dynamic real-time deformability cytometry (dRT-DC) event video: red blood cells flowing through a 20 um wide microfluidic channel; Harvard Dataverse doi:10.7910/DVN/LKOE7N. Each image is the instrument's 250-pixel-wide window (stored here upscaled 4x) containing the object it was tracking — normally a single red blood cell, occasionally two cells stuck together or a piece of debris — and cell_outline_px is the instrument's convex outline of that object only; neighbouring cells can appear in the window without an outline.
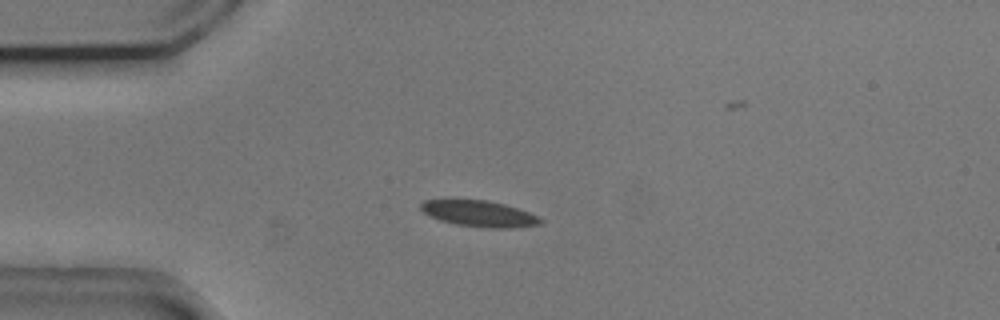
{"species": "common noctule bat (a hibernating species)", "species_latin": "Nyctalus noctula", "temperature_condition": "cold", "stored_images_in_passage": 43, "camera_frame_rate_fps": 3000, "um_per_image_px": 0.085, "animal": {"sex": "male", "body_mass_g": 20.5, "forearm_length_mm": 52.5}, "frame": {"image": 1, "passage_image": 1, "time_ms": 0.0, "image_size_px": [1000, 320], "cell_outline_px": [[544, 220], [540, 224], [512, 228], [488, 228], [456, 224], [440, 220], [424, 212], [420, 208], [420, 204], [424, 200], [444, 196], [448, 196], [488, 200], [504, 204], [528, 212]], "centroid_in_image_um": [40.62, 18.1], "position_along_channel_um": 44.4, "area_um2": 18.9}}
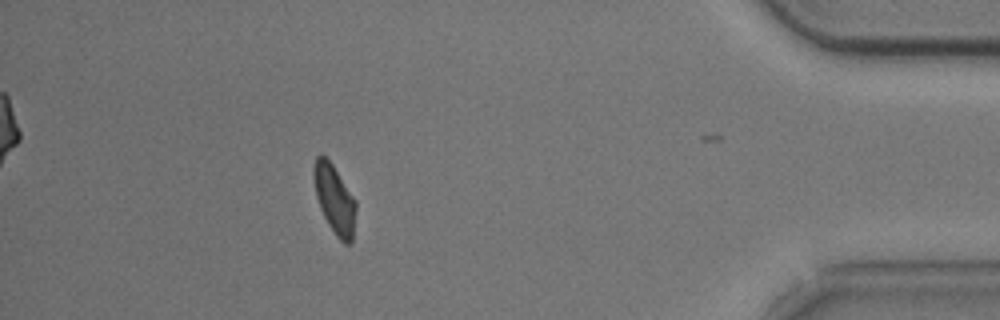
{"frame": {"image": 2, "passage_image": 36, "time_ms": 11.667, "image_size_px": [1000, 320], "cell_outline_px": [[356, 208], [352, 244], [344, 244], [336, 236], [328, 224], [320, 208], [316, 196], [312, 176], [312, 168], [316, 156], [320, 152], [332, 164], [356, 200]], "centroid_in_image_um": [28.42, 16.93], "position_along_channel_um": 406.8, "area_um2": 17.11}, "authors_computed_cell_mechanics": {"area_um2": 18.3226, "velocity_mm_per_s": 3.6902, "shape_relaxation_time_tau1_ms": 4.6961, "shape_relaxation_time_tau2_ms": 3.1574, "deformation_change_tau1": 0.1159, "deformation_change_tau2": 0.0879}}